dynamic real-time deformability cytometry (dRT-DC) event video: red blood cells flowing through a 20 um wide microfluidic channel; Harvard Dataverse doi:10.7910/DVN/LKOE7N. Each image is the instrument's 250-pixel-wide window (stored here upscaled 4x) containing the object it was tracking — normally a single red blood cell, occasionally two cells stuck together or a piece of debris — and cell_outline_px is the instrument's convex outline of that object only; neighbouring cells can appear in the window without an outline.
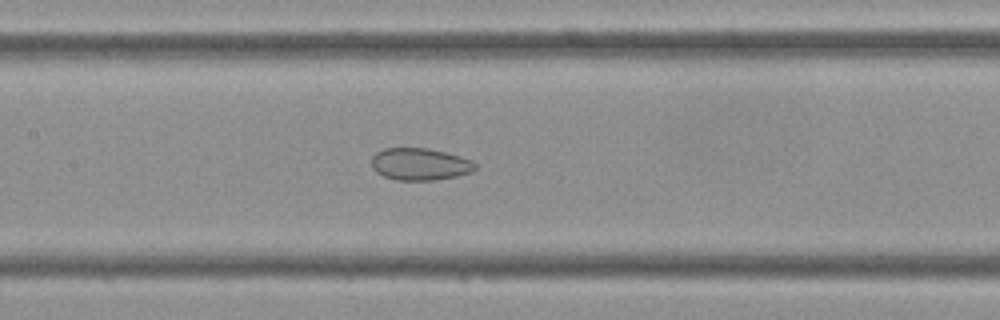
{"species": "Egyptian fruit bat (a non-hibernating species)", "species_latin": "Rousettus aegyptiacus", "temperature_condition": "cold", "stored_images_in_passage": 40, "camera_frame_rate_fps": 3000, "um_per_image_px": 0.085, "frame": {"image": 1, "passage_image": 16, "time_ms": 5.0, "image_size_px": [1000, 320], "cell_outline_px": [[476, 168], [472, 172], [456, 176], [432, 180], [396, 180], [384, 176], [376, 172], [372, 168], [372, 156], [376, 152], [384, 148], [428, 148], [460, 156], [472, 160], [476, 164]], "centroid_in_image_um": [35.68, 13.95], "position_along_channel_um": 171.7, "area_um2": 19.42}}
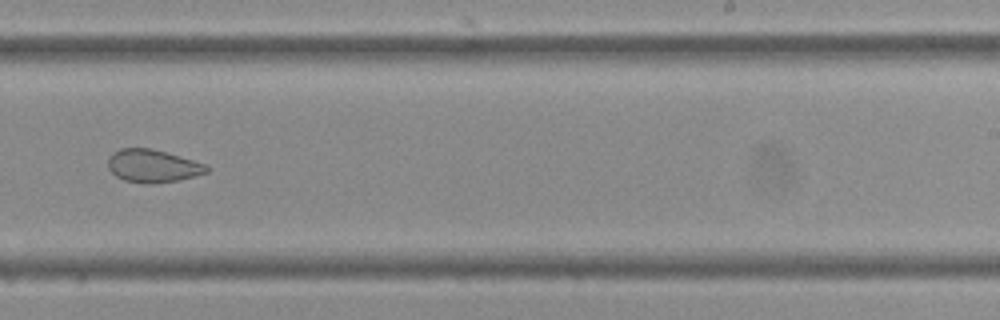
{"frame": {"image": 2, "passage_image": 23, "time_ms": 7.333, "image_size_px": [1000, 320], "cell_outline_px": [[208, 172], [180, 180], [152, 184], [144, 184], [124, 180], [116, 176], [108, 168], [108, 160], [112, 152], [120, 148], [152, 148], [208, 164]], "centroid_in_image_um": [12.99, 14.11], "position_along_channel_um": 276.0, "area_um2": 19.07}}
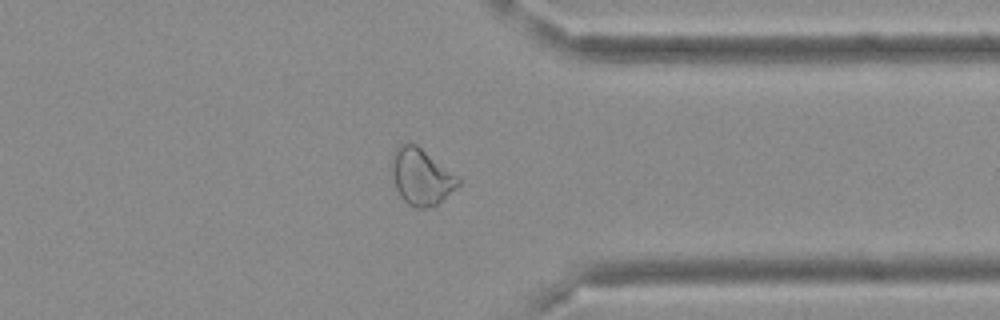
{"frame": {"image": 3, "passage_image": 30, "time_ms": 9.667, "image_size_px": [1000, 320], "cell_outline_px": [[460, 184], [456, 188], [436, 204], [424, 208], [416, 208], [408, 204], [400, 196], [396, 188], [392, 176], [392, 156], [396, 148], [400, 144], [416, 144], [456, 176], [460, 180]], "centroid_in_image_um": [35.77, 15.03], "position_along_channel_um": 375.6, "area_um2": 21.21}}